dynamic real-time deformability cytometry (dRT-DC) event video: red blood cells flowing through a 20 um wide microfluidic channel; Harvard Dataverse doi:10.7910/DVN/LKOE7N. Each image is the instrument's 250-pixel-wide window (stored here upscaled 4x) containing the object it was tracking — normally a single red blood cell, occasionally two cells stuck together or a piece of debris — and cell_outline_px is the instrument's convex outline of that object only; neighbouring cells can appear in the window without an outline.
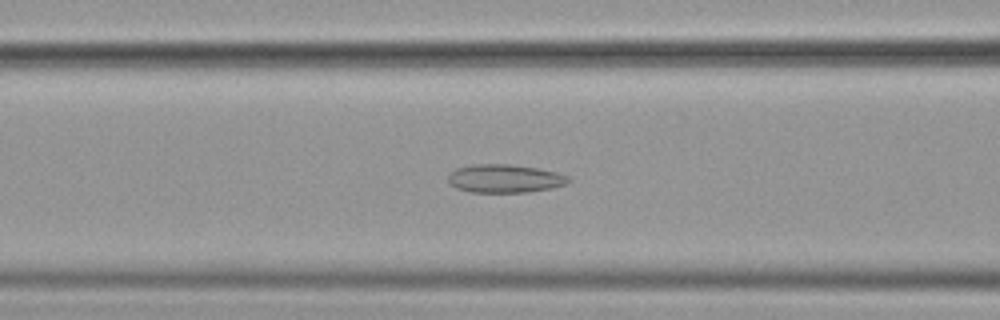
{"species": "common noctule bat (a hibernating species)", "species_latin": "Nyctalus noctula", "temperature_condition": "cold", "stored_images_in_passage": 56, "camera_frame_rate_fps": 3000, "um_per_image_px": 0.085, "animal": {"sex": "female", "body_mass_g": 19.9}, "frame": {"image": 1, "passage_image": 24, "time_ms": 7.667, "image_size_px": [1000, 320], "cell_outline_px": [[572, 180], [564, 184], [552, 188], [524, 192], [468, 192], [456, 188], [448, 184], [448, 176], [456, 168], [472, 164], [508, 164], [536, 168], [556, 172], [568, 176]], "centroid_in_image_um": [42.86, 15.18], "position_along_channel_um": 123.7, "area_um2": 19.83}}
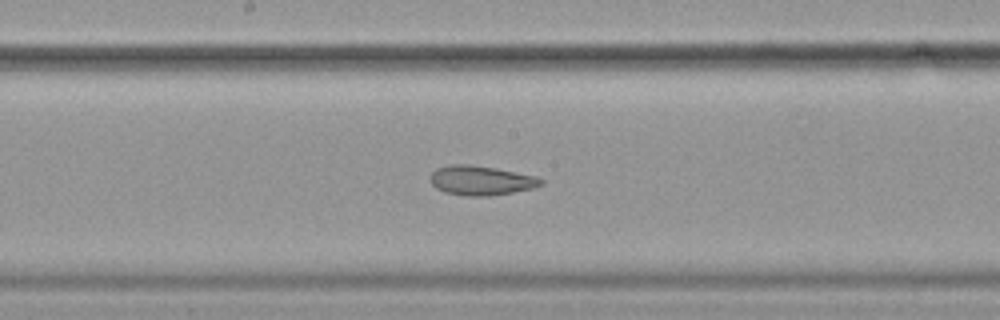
{"frame": {"image": 2, "passage_image": 31, "time_ms": 10.0, "image_size_px": [1000, 320], "cell_outline_px": [[544, 184], [536, 188], [492, 196], [464, 196], [444, 192], [436, 188], [432, 184], [432, 172], [436, 168], [448, 164], [468, 164], [492, 168], [536, 176], [544, 180]], "centroid_in_image_um": [40.91, 15.35], "position_along_channel_um": 207.3, "area_um2": 19.07}}
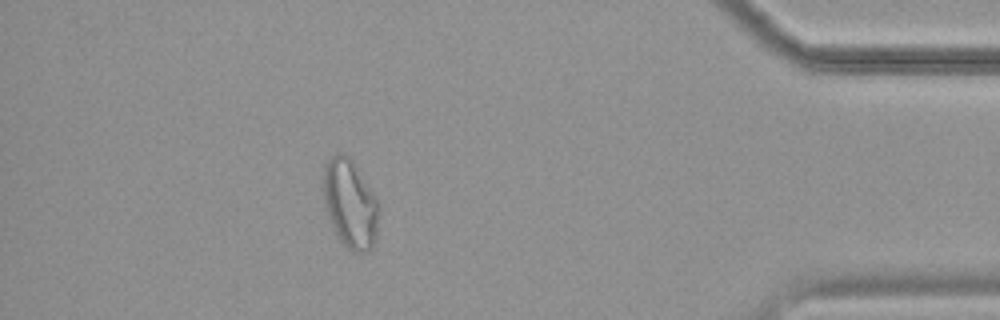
{"frame": {"image": 3, "passage_image": 51, "time_ms": 16.667, "image_size_px": [1000, 320], "cell_outline_px": [[380, 212], [376, 236], [372, 248], [368, 252], [352, 252], [340, 240], [324, 208], [320, 180], [324, 164], [336, 152], [344, 152], [352, 160], [376, 196], [380, 208]], "centroid_in_image_um": [29.73, 17.28], "position_along_channel_um": 405.5, "area_um2": 29.48}}